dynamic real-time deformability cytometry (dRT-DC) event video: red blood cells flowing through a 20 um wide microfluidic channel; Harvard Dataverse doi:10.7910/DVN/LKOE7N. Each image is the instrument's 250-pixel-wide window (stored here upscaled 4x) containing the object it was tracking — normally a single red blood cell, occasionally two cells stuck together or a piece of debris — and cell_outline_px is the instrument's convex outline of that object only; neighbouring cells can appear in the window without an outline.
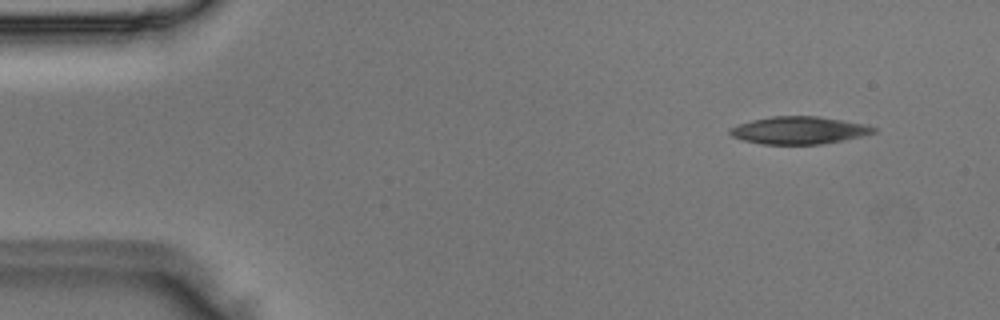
{"species": "Egyptian fruit bat (a non-hibernating species)", "species_latin": "Rousettus aegyptiacus", "temperature_condition": "room temperature", "stored_images_in_passage": 6, "camera_frame_rate_fps": 3000, "um_per_image_px": 0.085, "animal": {"sex": "male"}, "frame": {"image": 1, "passage_image": 1, "time_ms": 0.0, "image_size_px": [1000, 320], "cell_outline_px": [[876, 132], [860, 136], [820, 144], [760, 144], [744, 140], [732, 136], [728, 132], [728, 128], [736, 124], [752, 120], [772, 116], [820, 116], [868, 124], [876, 128]], "centroid_in_image_um": [67.88, 11.06], "position_along_channel_um": 17.1, "area_um2": 23.06}}
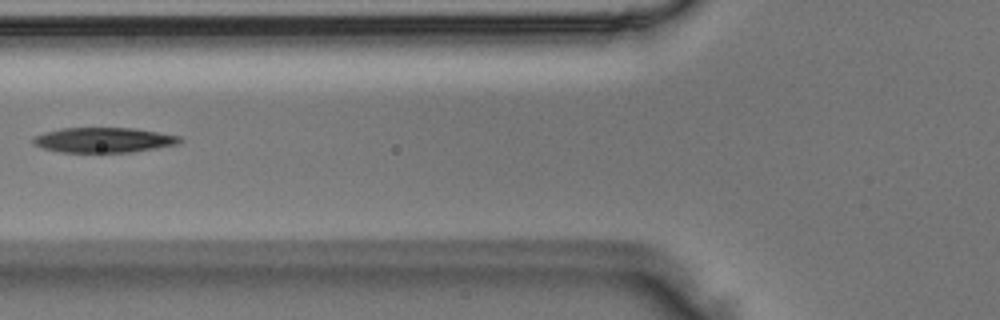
{"frame": {"image": 2, "passage_image": 5, "time_ms": 1.333, "image_size_px": [1000, 320], "cell_outline_px": [[184, 140], [180, 144], [132, 152], [60, 152], [44, 148], [32, 144], [32, 140], [36, 136], [48, 132], [64, 128], [136, 128], [180, 136]], "centroid_in_image_um": [8.88, 11.9], "position_along_channel_um": 116.9, "area_um2": 21.33}}
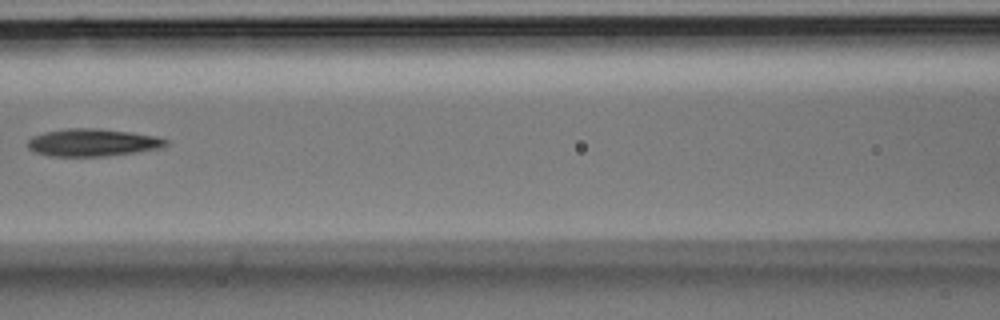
{"frame": {"image": 3, "passage_image": 6, "time_ms": 1.667, "image_size_px": [1000, 320], "cell_outline_px": [[168, 144], [160, 148], [136, 152], [104, 156], [48, 156], [32, 152], [28, 148], [28, 140], [32, 136], [44, 132], [68, 128], [96, 128], [132, 132], [156, 136], [168, 140]], "centroid_in_image_um": [7.84, 12.11], "position_along_channel_um": 158.8, "area_um2": 22.25}}